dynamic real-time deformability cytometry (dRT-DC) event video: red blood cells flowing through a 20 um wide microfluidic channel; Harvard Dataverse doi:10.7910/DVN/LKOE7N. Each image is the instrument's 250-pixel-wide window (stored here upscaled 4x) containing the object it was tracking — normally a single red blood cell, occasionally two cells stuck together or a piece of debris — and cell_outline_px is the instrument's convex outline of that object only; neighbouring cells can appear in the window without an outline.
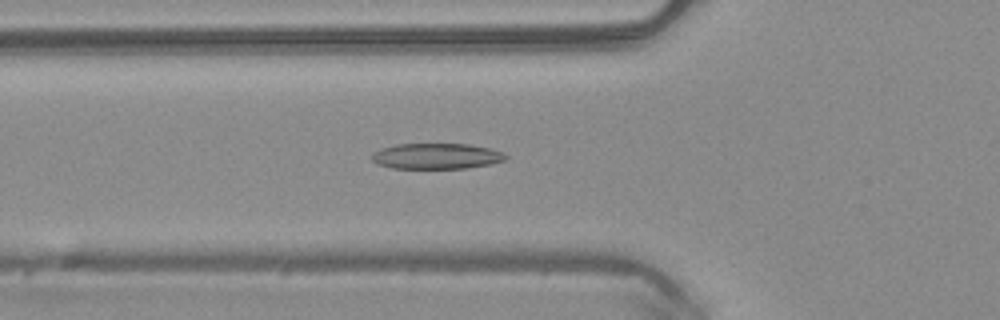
{"species": "common noctule bat (a hibernating species)", "species_latin": "Nyctalus noctula", "temperature_condition": "warm", "stored_images_in_passage": 49, "camera_frame_rate_fps": 3000, "um_per_image_px": 0.085, "animal": {"sex": "male", "body_mass_g": 20.4}, "frame": {"image": 1, "passage_image": 17, "time_ms": 5.333, "image_size_px": [1000, 320], "cell_outline_px": [[508, 156], [504, 160], [492, 164], [468, 168], [392, 168], [376, 164], [368, 156], [372, 152], [380, 148], [396, 144], [468, 144], [488, 148], [504, 152]], "centroid_in_image_um": [37.05, 13.27], "position_along_channel_um": 88.7, "area_um2": 20.29}}
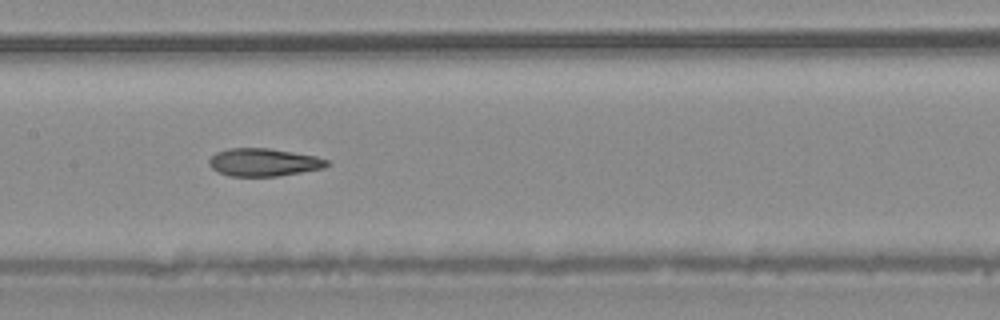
{"frame": {"image": 2, "passage_image": 24, "time_ms": 7.667, "image_size_px": [1000, 320], "cell_outline_px": [[332, 164], [324, 168], [280, 176], [228, 176], [212, 168], [208, 164], [208, 160], [216, 152], [228, 148], [268, 148], [316, 156], [332, 160]], "centroid_in_image_um": [22.46, 13.79], "position_along_channel_um": 184.9, "area_um2": 19.31}}
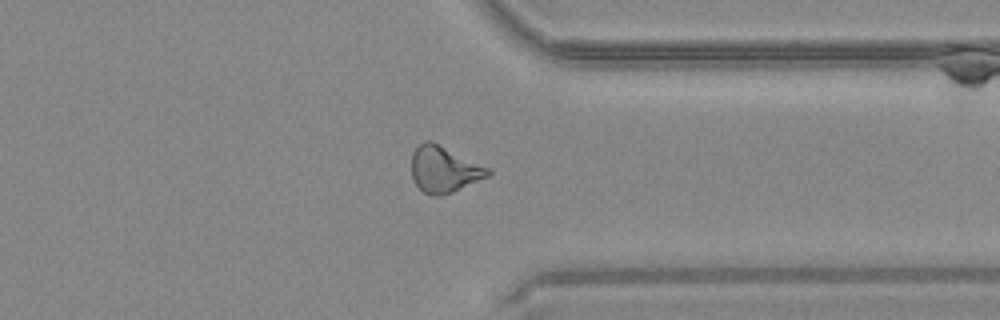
{"frame": {"image": 3, "passage_image": 38, "time_ms": 12.333, "image_size_px": [1000, 320], "cell_outline_px": [[492, 172], [488, 176], [452, 192], [440, 196], [432, 196], [424, 192], [412, 180], [412, 152], [424, 140], [432, 140], [492, 168]], "centroid_in_image_um": [37.76, 14.37], "position_along_channel_um": 373.6, "area_um2": 20.87}, "authors_computed_cell_mechanics": {"area_um2": 20.519, "velocity_mm_per_s": 4.1014, "shape_relaxation_time_tau1_ms": null, "shape_relaxation_time_tau2_ms": 2.4331, "deformation_change_tau1": null, "deformation_change_tau2": 0.1169}}